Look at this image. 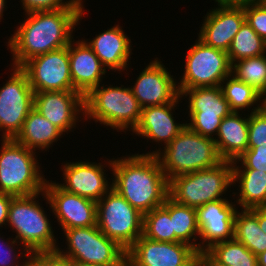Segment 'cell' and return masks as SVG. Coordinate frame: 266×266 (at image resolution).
<instances>
[{
	"label": "cell",
	"mask_w": 266,
	"mask_h": 266,
	"mask_svg": "<svg viewBox=\"0 0 266 266\" xmlns=\"http://www.w3.org/2000/svg\"><path fill=\"white\" fill-rule=\"evenodd\" d=\"M13 197L14 196L6 193H0V227L7 224L9 206Z\"/></svg>",
	"instance_id": "40"
},
{
	"label": "cell",
	"mask_w": 266,
	"mask_h": 266,
	"mask_svg": "<svg viewBox=\"0 0 266 266\" xmlns=\"http://www.w3.org/2000/svg\"><path fill=\"white\" fill-rule=\"evenodd\" d=\"M259 227L266 233V206L258 207Z\"/></svg>",
	"instance_id": "42"
},
{
	"label": "cell",
	"mask_w": 266,
	"mask_h": 266,
	"mask_svg": "<svg viewBox=\"0 0 266 266\" xmlns=\"http://www.w3.org/2000/svg\"><path fill=\"white\" fill-rule=\"evenodd\" d=\"M0 193L27 196L43 192L46 180L37 153L15 139H1Z\"/></svg>",
	"instance_id": "6"
},
{
	"label": "cell",
	"mask_w": 266,
	"mask_h": 266,
	"mask_svg": "<svg viewBox=\"0 0 266 266\" xmlns=\"http://www.w3.org/2000/svg\"><path fill=\"white\" fill-rule=\"evenodd\" d=\"M112 188L143 215L169 197V180L156 155L112 158Z\"/></svg>",
	"instance_id": "2"
},
{
	"label": "cell",
	"mask_w": 266,
	"mask_h": 266,
	"mask_svg": "<svg viewBox=\"0 0 266 266\" xmlns=\"http://www.w3.org/2000/svg\"><path fill=\"white\" fill-rule=\"evenodd\" d=\"M62 135L65 134L33 108L14 139L30 150L46 151Z\"/></svg>",
	"instance_id": "25"
},
{
	"label": "cell",
	"mask_w": 266,
	"mask_h": 266,
	"mask_svg": "<svg viewBox=\"0 0 266 266\" xmlns=\"http://www.w3.org/2000/svg\"><path fill=\"white\" fill-rule=\"evenodd\" d=\"M26 13L52 11L61 8H84L83 0H20Z\"/></svg>",
	"instance_id": "37"
},
{
	"label": "cell",
	"mask_w": 266,
	"mask_h": 266,
	"mask_svg": "<svg viewBox=\"0 0 266 266\" xmlns=\"http://www.w3.org/2000/svg\"><path fill=\"white\" fill-rule=\"evenodd\" d=\"M143 235L155 241L175 242V231L170 218V197L162 206L143 215Z\"/></svg>",
	"instance_id": "31"
},
{
	"label": "cell",
	"mask_w": 266,
	"mask_h": 266,
	"mask_svg": "<svg viewBox=\"0 0 266 266\" xmlns=\"http://www.w3.org/2000/svg\"><path fill=\"white\" fill-rule=\"evenodd\" d=\"M83 11L84 8H61L26 13L27 18L7 42L12 54L11 66L20 68L36 56L68 46L75 26L83 19Z\"/></svg>",
	"instance_id": "1"
},
{
	"label": "cell",
	"mask_w": 266,
	"mask_h": 266,
	"mask_svg": "<svg viewBox=\"0 0 266 266\" xmlns=\"http://www.w3.org/2000/svg\"><path fill=\"white\" fill-rule=\"evenodd\" d=\"M266 144V110L261 109L250 112L248 115V146H261Z\"/></svg>",
	"instance_id": "36"
},
{
	"label": "cell",
	"mask_w": 266,
	"mask_h": 266,
	"mask_svg": "<svg viewBox=\"0 0 266 266\" xmlns=\"http://www.w3.org/2000/svg\"><path fill=\"white\" fill-rule=\"evenodd\" d=\"M1 239H3V240H1ZM10 239L11 238L4 239V237L0 236V266H29L31 264L33 255L27 249H23V248H22L23 251L20 253H19L20 249H18L17 250L18 254H17L16 253L17 251L15 249H17L19 245L21 246V244H18L19 242L15 238H13V239H11V241H9ZM4 240H6V241H4ZM15 246H17V248ZM20 257L22 259L23 258L24 259L27 258V259L23 260L24 262L22 261V264H21V262L19 264V261H17V260H19Z\"/></svg>",
	"instance_id": "34"
},
{
	"label": "cell",
	"mask_w": 266,
	"mask_h": 266,
	"mask_svg": "<svg viewBox=\"0 0 266 266\" xmlns=\"http://www.w3.org/2000/svg\"><path fill=\"white\" fill-rule=\"evenodd\" d=\"M257 266H266V250L257 255Z\"/></svg>",
	"instance_id": "44"
},
{
	"label": "cell",
	"mask_w": 266,
	"mask_h": 266,
	"mask_svg": "<svg viewBox=\"0 0 266 266\" xmlns=\"http://www.w3.org/2000/svg\"><path fill=\"white\" fill-rule=\"evenodd\" d=\"M262 107L266 110V93L262 96Z\"/></svg>",
	"instance_id": "47"
},
{
	"label": "cell",
	"mask_w": 266,
	"mask_h": 266,
	"mask_svg": "<svg viewBox=\"0 0 266 266\" xmlns=\"http://www.w3.org/2000/svg\"><path fill=\"white\" fill-rule=\"evenodd\" d=\"M266 6V0H260Z\"/></svg>",
	"instance_id": "48"
},
{
	"label": "cell",
	"mask_w": 266,
	"mask_h": 266,
	"mask_svg": "<svg viewBox=\"0 0 266 266\" xmlns=\"http://www.w3.org/2000/svg\"><path fill=\"white\" fill-rule=\"evenodd\" d=\"M180 98L171 103L142 108L140 121L132 132L147 141L153 140L158 144L164 142V147L168 145L186 126V121L177 123L173 116L174 109L179 107L177 104H180Z\"/></svg>",
	"instance_id": "21"
},
{
	"label": "cell",
	"mask_w": 266,
	"mask_h": 266,
	"mask_svg": "<svg viewBox=\"0 0 266 266\" xmlns=\"http://www.w3.org/2000/svg\"><path fill=\"white\" fill-rule=\"evenodd\" d=\"M182 78L177 81L179 93L185 89L220 86L231 74L228 54L206 45L199 38L187 51Z\"/></svg>",
	"instance_id": "10"
},
{
	"label": "cell",
	"mask_w": 266,
	"mask_h": 266,
	"mask_svg": "<svg viewBox=\"0 0 266 266\" xmlns=\"http://www.w3.org/2000/svg\"><path fill=\"white\" fill-rule=\"evenodd\" d=\"M126 256L128 266H199L200 253L183 242L155 241L142 234Z\"/></svg>",
	"instance_id": "13"
},
{
	"label": "cell",
	"mask_w": 266,
	"mask_h": 266,
	"mask_svg": "<svg viewBox=\"0 0 266 266\" xmlns=\"http://www.w3.org/2000/svg\"><path fill=\"white\" fill-rule=\"evenodd\" d=\"M239 113L232 111L222 119L214 139L218 153L225 161L233 162L248 149V115L246 118Z\"/></svg>",
	"instance_id": "24"
},
{
	"label": "cell",
	"mask_w": 266,
	"mask_h": 266,
	"mask_svg": "<svg viewBox=\"0 0 266 266\" xmlns=\"http://www.w3.org/2000/svg\"><path fill=\"white\" fill-rule=\"evenodd\" d=\"M236 204L228 199L208 202L196 208L199 228L198 252L204 253L218 242L234 238V217Z\"/></svg>",
	"instance_id": "16"
},
{
	"label": "cell",
	"mask_w": 266,
	"mask_h": 266,
	"mask_svg": "<svg viewBox=\"0 0 266 266\" xmlns=\"http://www.w3.org/2000/svg\"><path fill=\"white\" fill-rule=\"evenodd\" d=\"M6 0H0V20L3 18L4 9H6Z\"/></svg>",
	"instance_id": "45"
},
{
	"label": "cell",
	"mask_w": 266,
	"mask_h": 266,
	"mask_svg": "<svg viewBox=\"0 0 266 266\" xmlns=\"http://www.w3.org/2000/svg\"><path fill=\"white\" fill-rule=\"evenodd\" d=\"M245 21L249 26L266 41V6L260 2H254L244 7Z\"/></svg>",
	"instance_id": "38"
},
{
	"label": "cell",
	"mask_w": 266,
	"mask_h": 266,
	"mask_svg": "<svg viewBox=\"0 0 266 266\" xmlns=\"http://www.w3.org/2000/svg\"><path fill=\"white\" fill-rule=\"evenodd\" d=\"M142 107L130 87L96 86L84 96L83 120L93 119L117 132L133 131L141 118ZM131 129V130H130Z\"/></svg>",
	"instance_id": "4"
},
{
	"label": "cell",
	"mask_w": 266,
	"mask_h": 266,
	"mask_svg": "<svg viewBox=\"0 0 266 266\" xmlns=\"http://www.w3.org/2000/svg\"><path fill=\"white\" fill-rule=\"evenodd\" d=\"M42 198L51 207L62 231L96 225V202L62 189L58 182L46 180Z\"/></svg>",
	"instance_id": "15"
},
{
	"label": "cell",
	"mask_w": 266,
	"mask_h": 266,
	"mask_svg": "<svg viewBox=\"0 0 266 266\" xmlns=\"http://www.w3.org/2000/svg\"><path fill=\"white\" fill-rule=\"evenodd\" d=\"M240 210L234 217V239L257 256L266 250V233L259 227L258 208Z\"/></svg>",
	"instance_id": "27"
},
{
	"label": "cell",
	"mask_w": 266,
	"mask_h": 266,
	"mask_svg": "<svg viewBox=\"0 0 266 266\" xmlns=\"http://www.w3.org/2000/svg\"><path fill=\"white\" fill-rule=\"evenodd\" d=\"M163 148L142 155H156L168 180L216 166L223 161L214 138L202 136L187 125Z\"/></svg>",
	"instance_id": "3"
},
{
	"label": "cell",
	"mask_w": 266,
	"mask_h": 266,
	"mask_svg": "<svg viewBox=\"0 0 266 266\" xmlns=\"http://www.w3.org/2000/svg\"><path fill=\"white\" fill-rule=\"evenodd\" d=\"M204 253L220 266H257V256L234 238L215 243Z\"/></svg>",
	"instance_id": "29"
},
{
	"label": "cell",
	"mask_w": 266,
	"mask_h": 266,
	"mask_svg": "<svg viewBox=\"0 0 266 266\" xmlns=\"http://www.w3.org/2000/svg\"><path fill=\"white\" fill-rule=\"evenodd\" d=\"M96 225L127 251L143 234V214L111 188L96 202Z\"/></svg>",
	"instance_id": "9"
},
{
	"label": "cell",
	"mask_w": 266,
	"mask_h": 266,
	"mask_svg": "<svg viewBox=\"0 0 266 266\" xmlns=\"http://www.w3.org/2000/svg\"><path fill=\"white\" fill-rule=\"evenodd\" d=\"M167 69L156 57L130 87L142 108L171 103L180 96L176 78Z\"/></svg>",
	"instance_id": "18"
},
{
	"label": "cell",
	"mask_w": 266,
	"mask_h": 266,
	"mask_svg": "<svg viewBox=\"0 0 266 266\" xmlns=\"http://www.w3.org/2000/svg\"><path fill=\"white\" fill-rule=\"evenodd\" d=\"M230 64L236 61L266 54L264 41L245 21L234 36L227 52Z\"/></svg>",
	"instance_id": "32"
},
{
	"label": "cell",
	"mask_w": 266,
	"mask_h": 266,
	"mask_svg": "<svg viewBox=\"0 0 266 266\" xmlns=\"http://www.w3.org/2000/svg\"><path fill=\"white\" fill-rule=\"evenodd\" d=\"M106 161L105 166L103 162H88L87 160L67 162L61 169L64 183H58V185L69 193L98 202L112 188V183L108 182L109 178L106 177L108 175L104 169L107 165L109 169H112V159Z\"/></svg>",
	"instance_id": "17"
},
{
	"label": "cell",
	"mask_w": 266,
	"mask_h": 266,
	"mask_svg": "<svg viewBox=\"0 0 266 266\" xmlns=\"http://www.w3.org/2000/svg\"><path fill=\"white\" fill-rule=\"evenodd\" d=\"M71 79L73 88L85 96L91 89L102 84L106 68L98 56L82 39H74L68 45Z\"/></svg>",
	"instance_id": "22"
},
{
	"label": "cell",
	"mask_w": 266,
	"mask_h": 266,
	"mask_svg": "<svg viewBox=\"0 0 266 266\" xmlns=\"http://www.w3.org/2000/svg\"><path fill=\"white\" fill-rule=\"evenodd\" d=\"M244 22V7H215L204 17L198 38L208 46L228 52Z\"/></svg>",
	"instance_id": "20"
},
{
	"label": "cell",
	"mask_w": 266,
	"mask_h": 266,
	"mask_svg": "<svg viewBox=\"0 0 266 266\" xmlns=\"http://www.w3.org/2000/svg\"><path fill=\"white\" fill-rule=\"evenodd\" d=\"M218 7H245L260 0H214Z\"/></svg>",
	"instance_id": "41"
},
{
	"label": "cell",
	"mask_w": 266,
	"mask_h": 266,
	"mask_svg": "<svg viewBox=\"0 0 266 266\" xmlns=\"http://www.w3.org/2000/svg\"><path fill=\"white\" fill-rule=\"evenodd\" d=\"M233 186L232 161L193 173L177 175L169 180V197L176 203L192 208L216 201ZM228 189V190H227Z\"/></svg>",
	"instance_id": "7"
},
{
	"label": "cell",
	"mask_w": 266,
	"mask_h": 266,
	"mask_svg": "<svg viewBox=\"0 0 266 266\" xmlns=\"http://www.w3.org/2000/svg\"><path fill=\"white\" fill-rule=\"evenodd\" d=\"M10 71L9 80L0 88V132L3 139L16 137L34 107V91L27 75L16 67H11Z\"/></svg>",
	"instance_id": "11"
},
{
	"label": "cell",
	"mask_w": 266,
	"mask_h": 266,
	"mask_svg": "<svg viewBox=\"0 0 266 266\" xmlns=\"http://www.w3.org/2000/svg\"><path fill=\"white\" fill-rule=\"evenodd\" d=\"M231 74L263 96L266 93V54L234 62Z\"/></svg>",
	"instance_id": "33"
},
{
	"label": "cell",
	"mask_w": 266,
	"mask_h": 266,
	"mask_svg": "<svg viewBox=\"0 0 266 266\" xmlns=\"http://www.w3.org/2000/svg\"><path fill=\"white\" fill-rule=\"evenodd\" d=\"M31 264L33 266H79L71 259L60 256L56 251L34 254Z\"/></svg>",
	"instance_id": "39"
},
{
	"label": "cell",
	"mask_w": 266,
	"mask_h": 266,
	"mask_svg": "<svg viewBox=\"0 0 266 266\" xmlns=\"http://www.w3.org/2000/svg\"><path fill=\"white\" fill-rule=\"evenodd\" d=\"M33 108L68 134L84 116V96L78 91L34 92Z\"/></svg>",
	"instance_id": "19"
},
{
	"label": "cell",
	"mask_w": 266,
	"mask_h": 266,
	"mask_svg": "<svg viewBox=\"0 0 266 266\" xmlns=\"http://www.w3.org/2000/svg\"><path fill=\"white\" fill-rule=\"evenodd\" d=\"M42 192L16 196L11 199L6 224L15 230V239L32 255L56 251L59 243L55 240L54 230L38 198Z\"/></svg>",
	"instance_id": "5"
},
{
	"label": "cell",
	"mask_w": 266,
	"mask_h": 266,
	"mask_svg": "<svg viewBox=\"0 0 266 266\" xmlns=\"http://www.w3.org/2000/svg\"><path fill=\"white\" fill-rule=\"evenodd\" d=\"M180 96L182 99L189 96L187 108L190 122L186 125L202 136L215 139L222 119L232 112L221 87L185 89Z\"/></svg>",
	"instance_id": "12"
},
{
	"label": "cell",
	"mask_w": 266,
	"mask_h": 266,
	"mask_svg": "<svg viewBox=\"0 0 266 266\" xmlns=\"http://www.w3.org/2000/svg\"><path fill=\"white\" fill-rule=\"evenodd\" d=\"M241 162V163H239ZM242 164L237 166V164ZM233 169H257L266 172V144L248 146V149L232 162Z\"/></svg>",
	"instance_id": "35"
},
{
	"label": "cell",
	"mask_w": 266,
	"mask_h": 266,
	"mask_svg": "<svg viewBox=\"0 0 266 266\" xmlns=\"http://www.w3.org/2000/svg\"><path fill=\"white\" fill-rule=\"evenodd\" d=\"M170 218L175 231V242L186 243L198 251L196 241L199 237V228L196 209L178 204L170 198Z\"/></svg>",
	"instance_id": "30"
},
{
	"label": "cell",
	"mask_w": 266,
	"mask_h": 266,
	"mask_svg": "<svg viewBox=\"0 0 266 266\" xmlns=\"http://www.w3.org/2000/svg\"><path fill=\"white\" fill-rule=\"evenodd\" d=\"M240 192L236 203L241 209L266 206V172L257 169H233V185ZM239 182V183H238Z\"/></svg>",
	"instance_id": "26"
},
{
	"label": "cell",
	"mask_w": 266,
	"mask_h": 266,
	"mask_svg": "<svg viewBox=\"0 0 266 266\" xmlns=\"http://www.w3.org/2000/svg\"><path fill=\"white\" fill-rule=\"evenodd\" d=\"M199 266H220V265H216L205 253H201L199 257Z\"/></svg>",
	"instance_id": "43"
},
{
	"label": "cell",
	"mask_w": 266,
	"mask_h": 266,
	"mask_svg": "<svg viewBox=\"0 0 266 266\" xmlns=\"http://www.w3.org/2000/svg\"><path fill=\"white\" fill-rule=\"evenodd\" d=\"M20 69L34 92L76 91L71 79L68 46L36 56Z\"/></svg>",
	"instance_id": "14"
},
{
	"label": "cell",
	"mask_w": 266,
	"mask_h": 266,
	"mask_svg": "<svg viewBox=\"0 0 266 266\" xmlns=\"http://www.w3.org/2000/svg\"><path fill=\"white\" fill-rule=\"evenodd\" d=\"M67 250L56 252L79 266L93 264H128L126 250L95 226L64 230ZM61 249V250H60Z\"/></svg>",
	"instance_id": "8"
},
{
	"label": "cell",
	"mask_w": 266,
	"mask_h": 266,
	"mask_svg": "<svg viewBox=\"0 0 266 266\" xmlns=\"http://www.w3.org/2000/svg\"><path fill=\"white\" fill-rule=\"evenodd\" d=\"M121 27L114 24L106 31L96 34L89 42L83 39L98 56L102 65L114 72L128 69L132 54V41Z\"/></svg>",
	"instance_id": "23"
},
{
	"label": "cell",
	"mask_w": 266,
	"mask_h": 266,
	"mask_svg": "<svg viewBox=\"0 0 266 266\" xmlns=\"http://www.w3.org/2000/svg\"><path fill=\"white\" fill-rule=\"evenodd\" d=\"M220 87L232 111H246L247 108L249 112V109L251 110L253 107L252 113L262 108V95L252 86L238 80L234 75L227 76L221 82ZM255 104L257 107H254Z\"/></svg>",
	"instance_id": "28"
},
{
	"label": "cell",
	"mask_w": 266,
	"mask_h": 266,
	"mask_svg": "<svg viewBox=\"0 0 266 266\" xmlns=\"http://www.w3.org/2000/svg\"><path fill=\"white\" fill-rule=\"evenodd\" d=\"M83 266H128V264H93V265H83Z\"/></svg>",
	"instance_id": "46"
}]
</instances>
